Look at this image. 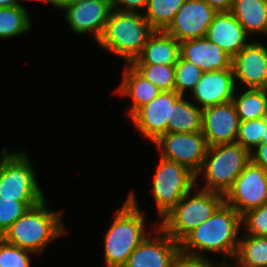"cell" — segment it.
Wrapping results in <instances>:
<instances>
[{"mask_svg": "<svg viewBox=\"0 0 267 267\" xmlns=\"http://www.w3.org/2000/svg\"><path fill=\"white\" fill-rule=\"evenodd\" d=\"M240 226L241 215L224 202L210 218L179 243L180 255L206 258L198 251H208L235 258L240 239L238 238Z\"/></svg>", "mask_w": 267, "mask_h": 267, "instance_id": "obj_1", "label": "cell"}, {"mask_svg": "<svg viewBox=\"0 0 267 267\" xmlns=\"http://www.w3.org/2000/svg\"><path fill=\"white\" fill-rule=\"evenodd\" d=\"M136 200L131 191L123 206L115 211L114 221L104 236L105 267H123L148 235L144 228V214Z\"/></svg>", "mask_w": 267, "mask_h": 267, "instance_id": "obj_2", "label": "cell"}, {"mask_svg": "<svg viewBox=\"0 0 267 267\" xmlns=\"http://www.w3.org/2000/svg\"><path fill=\"white\" fill-rule=\"evenodd\" d=\"M45 199L18 218L1 236L6 242L40 253L47 244L64 234L62 214L51 211Z\"/></svg>", "mask_w": 267, "mask_h": 267, "instance_id": "obj_3", "label": "cell"}, {"mask_svg": "<svg viewBox=\"0 0 267 267\" xmlns=\"http://www.w3.org/2000/svg\"><path fill=\"white\" fill-rule=\"evenodd\" d=\"M154 32L155 30L144 18L142 12L112 10L98 43L130 64L141 53Z\"/></svg>", "mask_w": 267, "mask_h": 267, "instance_id": "obj_4", "label": "cell"}, {"mask_svg": "<svg viewBox=\"0 0 267 267\" xmlns=\"http://www.w3.org/2000/svg\"><path fill=\"white\" fill-rule=\"evenodd\" d=\"M192 190L161 219L159 227L180 243L191 231L206 221L225 202L224 195L205 189L191 195Z\"/></svg>", "mask_w": 267, "mask_h": 267, "instance_id": "obj_5", "label": "cell"}, {"mask_svg": "<svg viewBox=\"0 0 267 267\" xmlns=\"http://www.w3.org/2000/svg\"><path fill=\"white\" fill-rule=\"evenodd\" d=\"M250 161V152L237 143L209 146L196 181L202 173L206 181L202 189L225 195Z\"/></svg>", "mask_w": 267, "mask_h": 267, "instance_id": "obj_6", "label": "cell"}, {"mask_svg": "<svg viewBox=\"0 0 267 267\" xmlns=\"http://www.w3.org/2000/svg\"><path fill=\"white\" fill-rule=\"evenodd\" d=\"M25 151L2 150L0 160V198L15 201H43L45 195Z\"/></svg>", "mask_w": 267, "mask_h": 267, "instance_id": "obj_7", "label": "cell"}, {"mask_svg": "<svg viewBox=\"0 0 267 267\" xmlns=\"http://www.w3.org/2000/svg\"><path fill=\"white\" fill-rule=\"evenodd\" d=\"M152 191L162 219L196 185V175L180 163L160 158Z\"/></svg>", "mask_w": 267, "mask_h": 267, "instance_id": "obj_8", "label": "cell"}, {"mask_svg": "<svg viewBox=\"0 0 267 267\" xmlns=\"http://www.w3.org/2000/svg\"><path fill=\"white\" fill-rule=\"evenodd\" d=\"M224 201L240 215L267 203V171L250 161L225 193Z\"/></svg>", "mask_w": 267, "mask_h": 267, "instance_id": "obj_9", "label": "cell"}, {"mask_svg": "<svg viewBox=\"0 0 267 267\" xmlns=\"http://www.w3.org/2000/svg\"><path fill=\"white\" fill-rule=\"evenodd\" d=\"M161 157L180 163L195 175L202 167L208 145L201 131L193 133L168 132L155 142Z\"/></svg>", "mask_w": 267, "mask_h": 267, "instance_id": "obj_10", "label": "cell"}, {"mask_svg": "<svg viewBox=\"0 0 267 267\" xmlns=\"http://www.w3.org/2000/svg\"><path fill=\"white\" fill-rule=\"evenodd\" d=\"M216 13L204 0H187L165 32L179 42L204 38Z\"/></svg>", "mask_w": 267, "mask_h": 267, "instance_id": "obj_11", "label": "cell"}, {"mask_svg": "<svg viewBox=\"0 0 267 267\" xmlns=\"http://www.w3.org/2000/svg\"><path fill=\"white\" fill-rule=\"evenodd\" d=\"M181 96L175 90L161 91L131 116L135 127L154 143L161 135L168 133V124L172 120V105Z\"/></svg>", "mask_w": 267, "mask_h": 267, "instance_id": "obj_12", "label": "cell"}, {"mask_svg": "<svg viewBox=\"0 0 267 267\" xmlns=\"http://www.w3.org/2000/svg\"><path fill=\"white\" fill-rule=\"evenodd\" d=\"M156 229L157 236L152 238L149 233L123 267H174L180 256L179 243L157 225Z\"/></svg>", "mask_w": 267, "mask_h": 267, "instance_id": "obj_13", "label": "cell"}, {"mask_svg": "<svg viewBox=\"0 0 267 267\" xmlns=\"http://www.w3.org/2000/svg\"><path fill=\"white\" fill-rule=\"evenodd\" d=\"M240 118L232 101L202 109V130L209 146L236 143Z\"/></svg>", "mask_w": 267, "mask_h": 267, "instance_id": "obj_14", "label": "cell"}, {"mask_svg": "<svg viewBox=\"0 0 267 267\" xmlns=\"http://www.w3.org/2000/svg\"><path fill=\"white\" fill-rule=\"evenodd\" d=\"M65 10L72 31L77 34L92 32L98 42L113 9L111 0H77Z\"/></svg>", "mask_w": 267, "mask_h": 267, "instance_id": "obj_15", "label": "cell"}, {"mask_svg": "<svg viewBox=\"0 0 267 267\" xmlns=\"http://www.w3.org/2000/svg\"><path fill=\"white\" fill-rule=\"evenodd\" d=\"M234 80L248 88L267 89V47L258 41L250 42L232 57Z\"/></svg>", "mask_w": 267, "mask_h": 267, "instance_id": "obj_16", "label": "cell"}, {"mask_svg": "<svg viewBox=\"0 0 267 267\" xmlns=\"http://www.w3.org/2000/svg\"><path fill=\"white\" fill-rule=\"evenodd\" d=\"M236 86L232 69H224L203 73L191 92L203 109L232 101Z\"/></svg>", "mask_w": 267, "mask_h": 267, "instance_id": "obj_17", "label": "cell"}, {"mask_svg": "<svg viewBox=\"0 0 267 267\" xmlns=\"http://www.w3.org/2000/svg\"><path fill=\"white\" fill-rule=\"evenodd\" d=\"M180 57L199 67L203 73L232 69V57L206 37L180 42Z\"/></svg>", "mask_w": 267, "mask_h": 267, "instance_id": "obj_18", "label": "cell"}, {"mask_svg": "<svg viewBox=\"0 0 267 267\" xmlns=\"http://www.w3.org/2000/svg\"><path fill=\"white\" fill-rule=\"evenodd\" d=\"M212 43L230 57L239 53L247 43L248 34L231 12H217L206 35Z\"/></svg>", "mask_w": 267, "mask_h": 267, "instance_id": "obj_19", "label": "cell"}, {"mask_svg": "<svg viewBox=\"0 0 267 267\" xmlns=\"http://www.w3.org/2000/svg\"><path fill=\"white\" fill-rule=\"evenodd\" d=\"M179 57L180 42L165 31H155L130 64H175Z\"/></svg>", "mask_w": 267, "mask_h": 267, "instance_id": "obj_20", "label": "cell"}, {"mask_svg": "<svg viewBox=\"0 0 267 267\" xmlns=\"http://www.w3.org/2000/svg\"><path fill=\"white\" fill-rule=\"evenodd\" d=\"M116 92L124 96H129L133 101L129 111V116L131 117L139 108L157 97L161 90L140 75L130 64H127L124 70L123 80Z\"/></svg>", "mask_w": 267, "mask_h": 267, "instance_id": "obj_21", "label": "cell"}, {"mask_svg": "<svg viewBox=\"0 0 267 267\" xmlns=\"http://www.w3.org/2000/svg\"><path fill=\"white\" fill-rule=\"evenodd\" d=\"M230 12L248 35L267 34V0H234Z\"/></svg>", "mask_w": 267, "mask_h": 267, "instance_id": "obj_22", "label": "cell"}, {"mask_svg": "<svg viewBox=\"0 0 267 267\" xmlns=\"http://www.w3.org/2000/svg\"><path fill=\"white\" fill-rule=\"evenodd\" d=\"M202 130V108L181 96L172 105L168 132L193 133Z\"/></svg>", "mask_w": 267, "mask_h": 267, "instance_id": "obj_23", "label": "cell"}, {"mask_svg": "<svg viewBox=\"0 0 267 267\" xmlns=\"http://www.w3.org/2000/svg\"><path fill=\"white\" fill-rule=\"evenodd\" d=\"M246 235L239 239L236 267H267V237Z\"/></svg>", "mask_w": 267, "mask_h": 267, "instance_id": "obj_24", "label": "cell"}, {"mask_svg": "<svg viewBox=\"0 0 267 267\" xmlns=\"http://www.w3.org/2000/svg\"><path fill=\"white\" fill-rule=\"evenodd\" d=\"M240 121L264 118L267 115V89L247 88L232 98Z\"/></svg>", "mask_w": 267, "mask_h": 267, "instance_id": "obj_25", "label": "cell"}, {"mask_svg": "<svg viewBox=\"0 0 267 267\" xmlns=\"http://www.w3.org/2000/svg\"><path fill=\"white\" fill-rule=\"evenodd\" d=\"M187 0H148L144 18L155 31H165Z\"/></svg>", "mask_w": 267, "mask_h": 267, "instance_id": "obj_26", "label": "cell"}, {"mask_svg": "<svg viewBox=\"0 0 267 267\" xmlns=\"http://www.w3.org/2000/svg\"><path fill=\"white\" fill-rule=\"evenodd\" d=\"M30 16L22 4L9 8H0V38L19 36L31 28Z\"/></svg>", "mask_w": 267, "mask_h": 267, "instance_id": "obj_27", "label": "cell"}, {"mask_svg": "<svg viewBox=\"0 0 267 267\" xmlns=\"http://www.w3.org/2000/svg\"><path fill=\"white\" fill-rule=\"evenodd\" d=\"M140 75L161 91H173L175 87V64H130Z\"/></svg>", "mask_w": 267, "mask_h": 267, "instance_id": "obj_28", "label": "cell"}, {"mask_svg": "<svg viewBox=\"0 0 267 267\" xmlns=\"http://www.w3.org/2000/svg\"><path fill=\"white\" fill-rule=\"evenodd\" d=\"M203 72L191 62L179 57L175 63V87L174 90L184 96L186 90L192 91L200 81Z\"/></svg>", "mask_w": 267, "mask_h": 267, "instance_id": "obj_29", "label": "cell"}, {"mask_svg": "<svg viewBox=\"0 0 267 267\" xmlns=\"http://www.w3.org/2000/svg\"><path fill=\"white\" fill-rule=\"evenodd\" d=\"M265 118L240 121L236 143L249 152L261 144L264 137Z\"/></svg>", "mask_w": 267, "mask_h": 267, "instance_id": "obj_30", "label": "cell"}, {"mask_svg": "<svg viewBox=\"0 0 267 267\" xmlns=\"http://www.w3.org/2000/svg\"><path fill=\"white\" fill-rule=\"evenodd\" d=\"M41 201H15L0 198V237L27 210Z\"/></svg>", "mask_w": 267, "mask_h": 267, "instance_id": "obj_31", "label": "cell"}, {"mask_svg": "<svg viewBox=\"0 0 267 267\" xmlns=\"http://www.w3.org/2000/svg\"><path fill=\"white\" fill-rule=\"evenodd\" d=\"M30 253L0 237V267H31Z\"/></svg>", "mask_w": 267, "mask_h": 267, "instance_id": "obj_32", "label": "cell"}, {"mask_svg": "<svg viewBox=\"0 0 267 267\" xmlns=\"http://www.w3.org/2000/svg\"><path fill=\"white\" fill-rule=\"evenodd\" d=\"M241 224H245L247 234L267 237V203L242 214Z\"/></svg>", "mask_w": 267, "mask_h": 267, "instance_id": "obj_33", "label": "cell"}, {"mask_svg": "<svg viewBox=\"0 0 267 267\" xmlns=\"http://www.w3.org/2000/svg\"><path fill=\"white\" fill-rule=\"evenodd\" d=\"M223 261L224 263L214 266L215 264L207 258H193L180 255L177 258L174 267H224V265L227 264V261Z\"/></svg>", "mask_w": 267, "mask_h": 267, "instance_id": "obj_34", "label": "cell"}, {"mask_svg": "<svg viewBox=\"0 0 267 267\" xmlns=\"http://www.w3.org/2000/svg\"><path fill=\"white\" fill-rule=\"evenodd\" d=\"M147 3L148 0H111L113 10L130 13H137L139 9H146Z\"/></svg>", "mask_w": 267, "mask_h": 267, "instance_id": "obj_35", "label": "cell"}, {"mask_svg": "<svg viewBox=\"0 0 267 267\" xmlns=\"http://www.w3.org/2000/svg\"><path fill=\"white\" fill-rule=\"evenodd\" d=\"M251 161L267 171V142L259 144L250 152Z\"/></svg>", "mask_w": 267, "mask_h": 267, "instance_id": "obj_36", "label": "cell"}, {"mask_svg": "<svg viewBox=\"0 0 267 267\" xmlns=\"http://www.w3.org/2000/svg\"><path fill=\"white\" fill-rule=\"evenodd\" d=\"M204 1H206L216 12H230L234 2V0H204Z\"/></svg>", "mask_w": 267, "mask_h": 267, "instance_id": "obj_37", "label": "cell"}, {"mask_svg": "<svg viewBox=\"0 0 267 267\" xmlns=\"http://www.w3.org/2000/svg\"><path fill=\"white\" fill-rule=\"evenodd\" d=\"M43 3L47 2L55 7H58L60 9H66L68 6L75 3L77 0H40Z\"/></svg>", "mask_w": 267, "mask_h": 267, "instance_id": "obj_38", "label": "cell"}, {"mask_svg": "<svg viewBox=\"0 0 267 267\" xmlns=\"http://www.w3.org/2000/svg\"><path fill=\"white\" fill-rule=\"evenodd\" d=\"M20 5L18 0H0V8H9Z\"/></svg>", "mask_w": 267, "mask_h": 267, "instance_id": "obj_39", "label": "cell"}, {"mask_svg": "<svg viewBox=\"0 0 267 267\" xmlns=\"http://www.w3.org/2000/svg\"><path fill=\"white\" fill-rule=\"evenodd\" d=\"M264 118H265L264 137H261V143L267 142V115Z\"/></svg>", "mask_w": 267, "mask_h": 267, "instance_id": "obj_40", "label": "cell"}, {"mask_svg": "<svg viewBox=\"0 0 267 267\" xmlns=\"http://www.w3.org/2000/svg\"><path fill=\"white\" fill-rule=\"evenodd\" d=\"M224 267H231V265L226 264V265H224ZM232 267H233V266H232Z\"/></svg>", "mask_w": 267, "mask_h": 267, "instance_id": "obj_41", "label": "cell"}]
</instances>
